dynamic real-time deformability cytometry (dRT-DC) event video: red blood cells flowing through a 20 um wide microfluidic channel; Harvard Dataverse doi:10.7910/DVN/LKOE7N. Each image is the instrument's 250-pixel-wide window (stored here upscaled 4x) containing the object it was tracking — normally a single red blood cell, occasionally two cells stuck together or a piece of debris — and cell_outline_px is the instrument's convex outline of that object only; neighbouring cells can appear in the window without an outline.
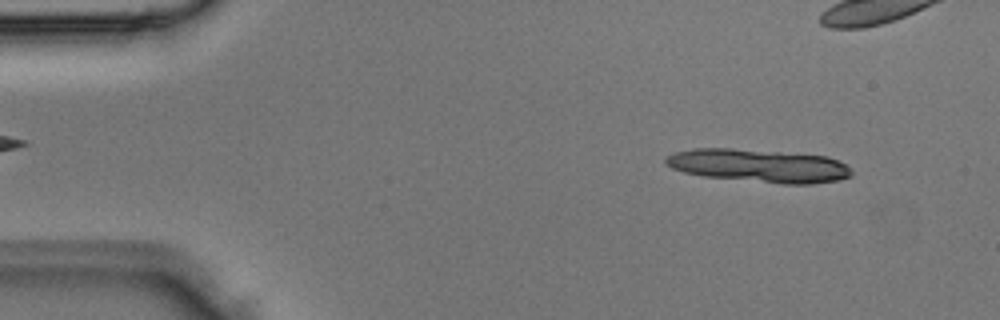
{"species": "Egyptian fruit bat (a non-hibernating species)", "species_latin": "Rousettus aegyptiacus", "temperature_condition": "room temperature", "stored_images_in_passage": 5, "camera_frame_rate_fps": 3000, "um_per_image_px": 0.085, "animal": {"sex": "male"}, "frame": {"image": 1, "passage_image": 5, "time_ms": 1.333, "image_size_px": [1000, 320], "cell_outline_px": [[852, 176], [836, 180], [812, 184], [784, 184], [704, 176], [684, 172], [672, 168], [664, 164], [664, 160], [668, 156], [676, 152], [692, 148], [732, 148], [828, 156], [844, 164], [852, 172]], "centroid_in_image_um": [64.47, 14.08], "position_along_channel_um": 20.5, "area_um2": 35.66}}